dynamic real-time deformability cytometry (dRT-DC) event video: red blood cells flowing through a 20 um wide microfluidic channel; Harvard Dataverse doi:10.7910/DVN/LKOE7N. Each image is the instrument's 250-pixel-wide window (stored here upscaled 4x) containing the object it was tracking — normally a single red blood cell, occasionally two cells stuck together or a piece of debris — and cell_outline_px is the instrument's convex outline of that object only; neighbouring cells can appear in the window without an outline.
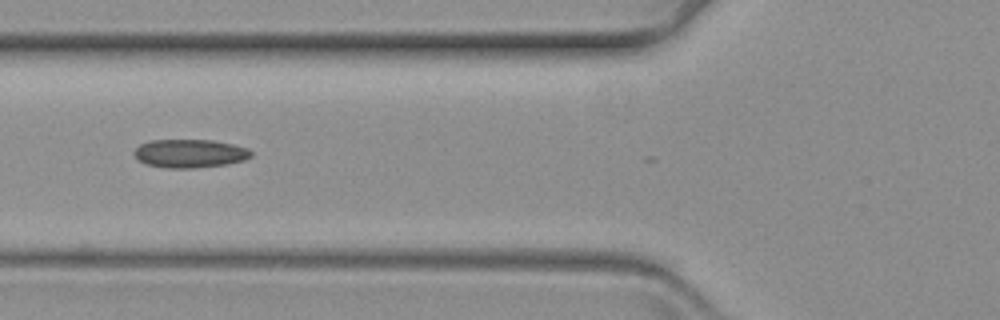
{"species": "common noctule bat (a hibernating species)", "species_latin": "Nyctalus noctula", "temperature_condition": "warm", "stored_images_in_passage": 18, "camera_frame_rate_fps": 3000, "um_per_image_px": 0.085, "animal": {"sex": "female", "body_mass_g": 19.3, "forearm_length_mm": 54.1}, "frame": {"image": 1, "passage_image": 8, "time_ms": 2.333, "image_size_px": [1000, 320], "cell_outline_px": [[252, 156], [244, 160], [228, 164], [196, 168], [164, 168], [144, 164], [132, 152], [140, 144], [148, 140], [212, 140], [232, 144], [248, 148], [252, 152]], "centroid_in_image_um": [16.13, 13.05], "position_along_channel_um": 109.7, "area_um2": 19.54}}
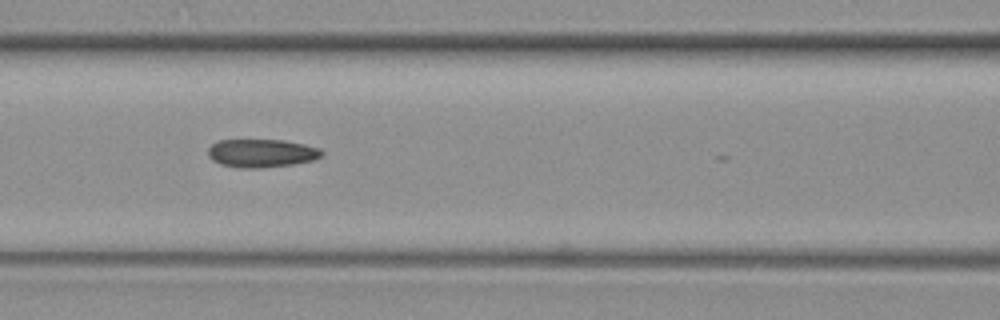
{"frame": {"image": 2, "passage_image": 11, "time_ms": 3.333, "image_size_px": [1000, 320], "cell_outline_px": [[324, 152], [320, 156], [312, 160], [292, 164], [260, 168], [236, 168], [220, 164], [212, 160], [208, 156], [208, 148], [216, 140], [284, 140], [304, 144], [320, 148]], "centroid_in_image_um": [22.19, 13.02], "position_along_channel_um": 144.4, "area_um2": 18.79}}